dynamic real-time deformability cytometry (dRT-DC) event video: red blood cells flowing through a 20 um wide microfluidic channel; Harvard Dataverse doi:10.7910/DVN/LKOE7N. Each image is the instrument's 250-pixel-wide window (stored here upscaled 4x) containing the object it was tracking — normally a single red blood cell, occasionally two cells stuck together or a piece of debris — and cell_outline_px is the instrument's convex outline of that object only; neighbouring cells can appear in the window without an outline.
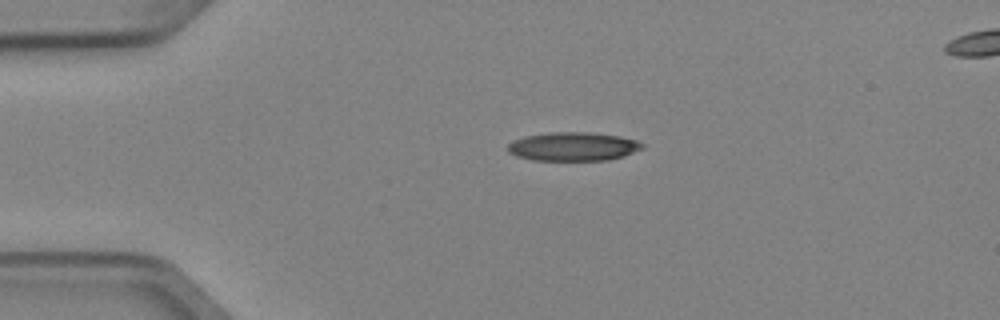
{"species": "Egyptian fruit bat (a non-hibernating species)", "species_latin": "Rousettus aegyptiacus", "temperature_condition": "cold", "stored_images_in_passage": 4, "segment_of_instrument_passage": [1, 2], "camera_frame_rate_fps": 3000, "um_per_image_px": 0.085, "animal": {"sex": "female"}, "frame": {"image": 1, "passage_image": 2, "time_ms": 0.333, "image_size_px": [1000, 320], "cell_outline_px": [[644, 148], [624, 156], [608, 160], [532, 160], [516, 156], [508, 152], [508, 144], [524, 136], [548, 132], [588, 132], [620, 136], [636, 140], [644, 144]], "centroid_in_image_um": [48.73, 12.45], "position_along_channel_um": 36.3, "area_um2": 22.54}}